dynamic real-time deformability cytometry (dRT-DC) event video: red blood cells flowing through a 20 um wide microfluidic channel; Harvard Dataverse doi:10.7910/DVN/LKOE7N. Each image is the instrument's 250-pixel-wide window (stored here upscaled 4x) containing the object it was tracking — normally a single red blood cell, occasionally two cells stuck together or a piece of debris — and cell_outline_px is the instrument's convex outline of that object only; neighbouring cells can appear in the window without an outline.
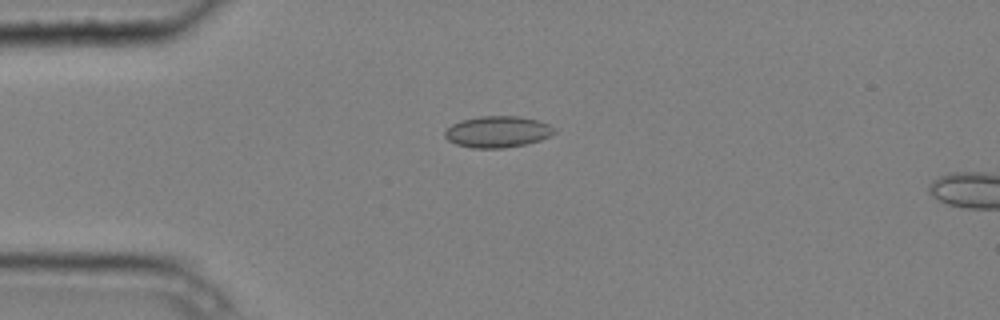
{"species": "common noctule bat (a hibernating species)", "species_latin": "Nyctalus noctula", "temperature_condition": "cold", "stored_images_in_passage": 5, "camera_frame_rate_fps": 3000, "um_per_image_px": 0.085, "animal": {"sex": "male", "body_mass_g": 20.4}, "frame": {"image": 1, "passage_image": 4, "time_ms": 1.0, "image_size_px": [1000, 320], "cell_outline_px": [[556, 132], [540, 140], [524, 144], [504, 148], [472, 148], [456, 144], [448, 140], [444, 136], [444, 132], [452, 124], [460, 120], [480, 116], [520, 116], [536, 120], [548, 124], [556, 128]], "centroid_in_image_um": [42.28, 11.2], "position_along_channel_um": 42.7, "area_um2": 20.0}}